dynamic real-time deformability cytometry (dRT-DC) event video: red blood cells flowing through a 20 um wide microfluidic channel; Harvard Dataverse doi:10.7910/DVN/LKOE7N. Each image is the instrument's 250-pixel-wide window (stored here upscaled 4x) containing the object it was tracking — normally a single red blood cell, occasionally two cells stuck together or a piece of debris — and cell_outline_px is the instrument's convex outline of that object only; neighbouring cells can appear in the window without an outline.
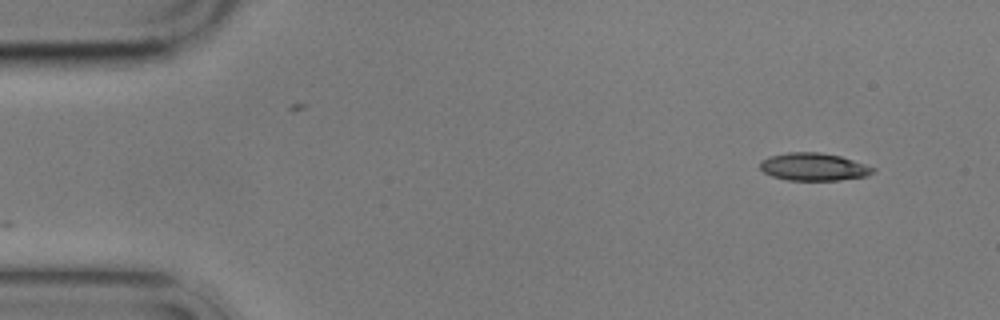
{"species": "common noctule bat (a hibernating species)", "species_latin": "Nyctalus noctula", "temperature_condition": "cold", "stored_images_in_passage": 2, "camera_frame_rate_fps": 3000, "um_per_image_px": 0.085, "animal": {"sex": "male", "body_mass_g": 17.9}, "frame": {"image": 1, "passage_image": 2, "time_ms": 2.0, "image_size_px": [1000, 320], "cell_outline_px": [[876, 168], [868, 176], [840, 180], [788, 180], [772, 176], [764, 172], [760, 168], [760, 160], [768, 156], [788, 152], [820, 152], [840, 156]], "centroid_in_image_um": [69.13, 14.18], "position_along_channel_um": 15.9, "area_um2": 18.21}}